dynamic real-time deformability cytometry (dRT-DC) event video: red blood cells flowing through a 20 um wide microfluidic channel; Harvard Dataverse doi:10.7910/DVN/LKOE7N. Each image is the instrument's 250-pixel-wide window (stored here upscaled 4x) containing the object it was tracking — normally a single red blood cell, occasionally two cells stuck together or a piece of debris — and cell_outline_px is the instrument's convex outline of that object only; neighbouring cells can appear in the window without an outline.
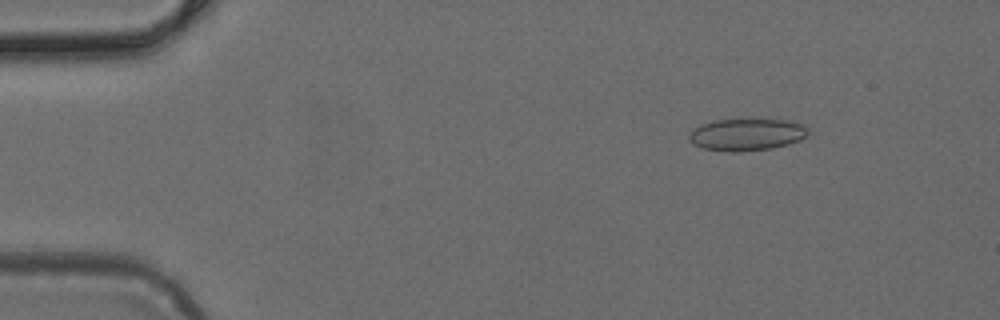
{"species": "common noctule bat (a hibernating species)", "species_latin": "Nyctalus noctula", "temperature_condition": "cold", "stored_images_in_passage": 6, "camera_frame_rate_fps": 3000, "um_per_image_px": 0.085, "animal": {"sex": "female", "body_mass_g": 24.6, "forearm_length_mm": 56.2}, "frame": {"image": 1, "passage_image": 2, "time_ms": 0.333, "image_size_px": [1000, 320], "cell_outline_px": [[808, 136], [800, 140], [788, 144], [772, 148], [740, 152], [728, 152], [704, 148], [692, 144], [688, 140], [688, 136], [692, 128], [700, 124], [712, 120], [752, 116], [792, 120], [804, 124], [808, 128]], "centroid_in_image_um": [63.48, 11.37], "position_along_channel_um": 21.5, "area_um2": 23.7}}
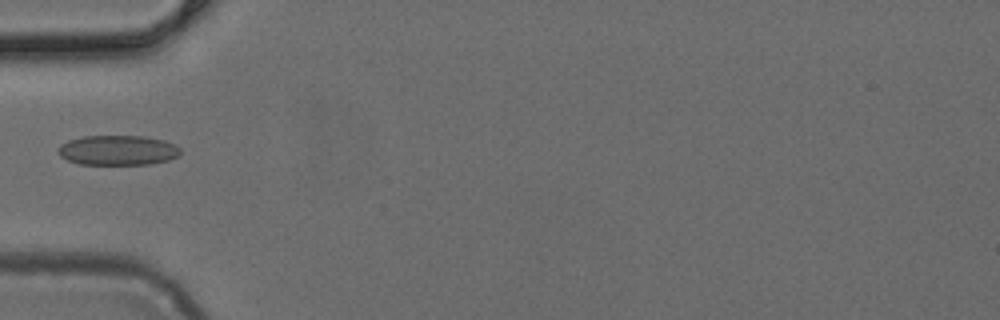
{"frame": {"image": 2, "passage_image": 5, "time_ms": 1.333, "image_size_px": [1000, 320], "cell_outline_px": [[180, 156], [168, 160], [152, 164], [80, 164], [68, 160], [60, 156], [60, 144], [68, 140], [84, 136], [144, 136], [164, 140], [176, 144], [180, 148]], "centroid_in_image_um": [10.06, 12.77], "position_along_channel_um": 74.9, "area_um2": 21.33}}
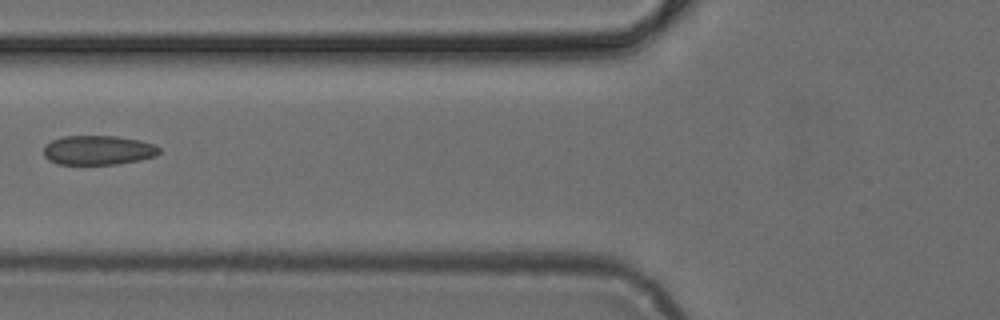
{"frame": {"image": 3, "passage_image": 6, "time_ms": 1.667, "image_size_px": [1000, 320], "cell_outline_px": [[160, 152], [156, 156], [140, 160], [116, 164], [56, 164], [48, 160], [44, 156], [44, 148], [52, 140], [64, 136], [116, 136], [140, 140], [152, 144], [160, 148]], "centroid_in_image_um": [8.35, 12.77], "position_along_channel_um": 117.5, "area_um2": 19.77}}